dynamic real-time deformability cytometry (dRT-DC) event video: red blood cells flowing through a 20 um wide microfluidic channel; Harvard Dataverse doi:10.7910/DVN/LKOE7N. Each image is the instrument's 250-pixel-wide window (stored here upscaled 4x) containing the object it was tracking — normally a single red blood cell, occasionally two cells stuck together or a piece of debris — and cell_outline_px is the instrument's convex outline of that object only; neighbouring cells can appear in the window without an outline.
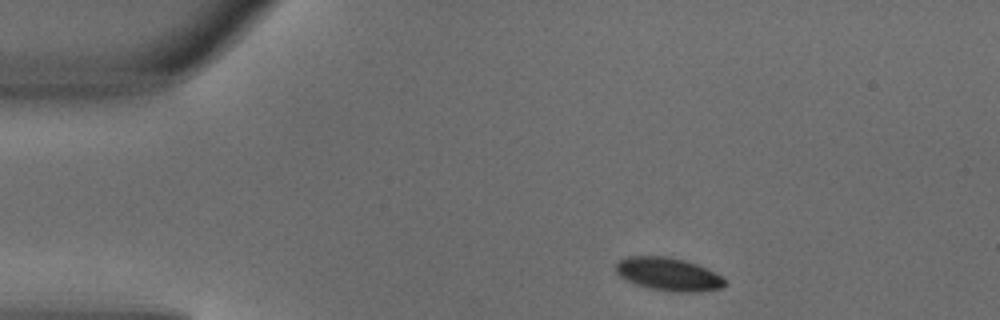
{"species": "common noctule bat (a hibernating species)", "species_latin": "Nyctalus noctula", "temperature_condition": "warm", "stored_images_in_passage": 3, "camera_frame_rate_fps": 3000, "um_per_image_px": 0.085, "animal": {"sex": "male", "body_mass_g": 18.8}, "frame": {"image": 1, "passage_image": 1, "time_ms": 0.0, "image_size_px": [1000, 320], "cell_outline_px": [[728, 284], [720, 288], [696, 292], [672, 292], [648, 288], [636, 284], [620, 276], [616, 272], [616, 264], [620, 260], [628, 256], [668, 256], [684, 260], [696, 264], [720, 276]], "centroid_in_image_um": [56.79, 23.31], "position_along_channel_um": 28.2, "area_um2": 20.81}}
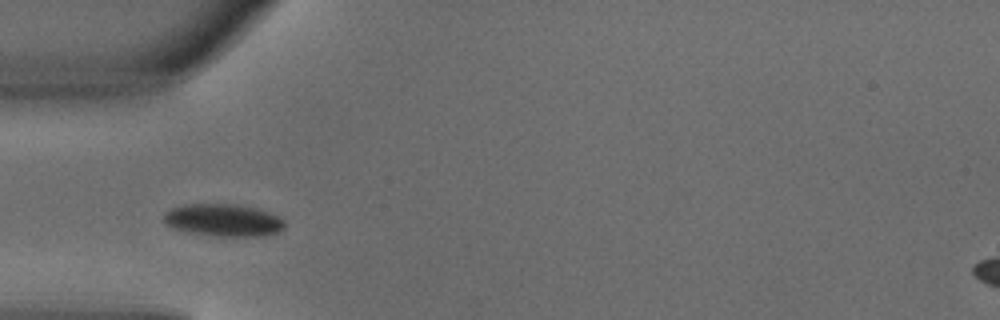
{"frame": {"image": 2, "passage_image": 3, "time_ms": 0.667, "image_size_px": [1000, 320], "cell_outline_px": [[284, 228], [280, 232], [264, 236], [216, 236], [188, 232], [164, 224], [164, 212], [172, 208], [184, 204], [236, 204], [256, 208], [280, 216], [284, 220]], "centroid_in_image_um": [19.01, 18.71], "position_along_channel_um": 66.0, "area_um2": 22.95}}